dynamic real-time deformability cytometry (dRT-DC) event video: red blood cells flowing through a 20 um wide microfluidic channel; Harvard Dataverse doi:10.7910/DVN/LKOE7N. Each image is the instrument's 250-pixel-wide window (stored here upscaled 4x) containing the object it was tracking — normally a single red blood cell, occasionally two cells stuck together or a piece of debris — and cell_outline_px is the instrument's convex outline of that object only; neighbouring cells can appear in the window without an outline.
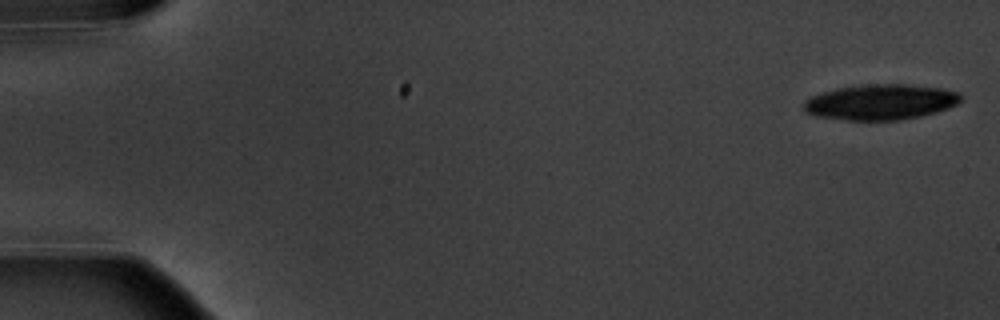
{"species": "common noctule bat (a hibernating species)", "species_latin": "Nyctalus noctula", "temperature_condition": "warm", "stored_images_in_passage": 6, "camera_frame_rate_fps": 3000, "um_per_image_px": 0.085, "animal": {"sex": "male", "body_mass_g": 20.1, "forearm_length_mm": 53.5}, "frame": {"image": 1, "passage_image": 1, "time_ms": 0.0, "image_size_px": [1000, 320], "cell_outline_px": [[960, 100], [956, 104], [948, 108], [936, 112], [920, 116], [900, 120], [844, 120], [816, 116], [804, 112], [804, 100], [812, 96], [836, 88], [860, 84], [908, 84], [944, 88], [960, 92]], "centroid_in_image_um": [74.84, 8.67], "position_along_channel_um": 10.2, "area_um2": 32.71}}